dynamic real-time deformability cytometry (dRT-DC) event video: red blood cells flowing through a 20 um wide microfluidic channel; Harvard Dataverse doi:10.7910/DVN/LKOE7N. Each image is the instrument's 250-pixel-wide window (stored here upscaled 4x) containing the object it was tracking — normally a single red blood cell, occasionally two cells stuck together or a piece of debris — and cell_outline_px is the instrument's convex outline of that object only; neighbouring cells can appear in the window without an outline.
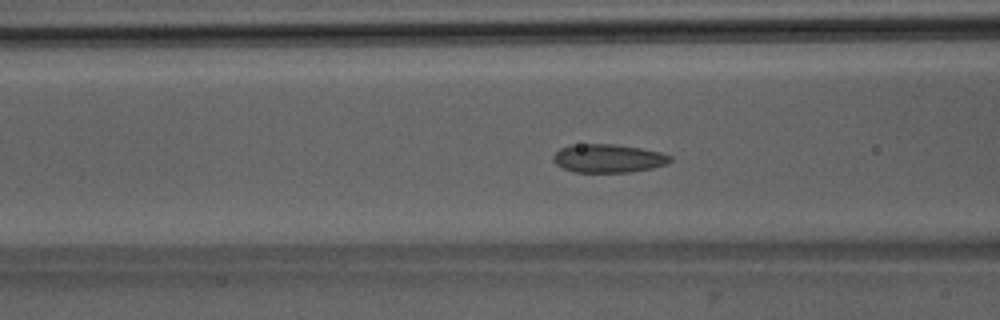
{"species": "Egyptian fruit bat (a non-hibernating species)", "species_latin": "Rousettus aegyptiacus", "temperature_condition": "room temperature", "stored_images_in_passage": 52, "camera_frame_rate_fps": 3000, "um_per_image_px": 0.085, "animal": {"sex": "male"}, "frame": {"image": 1, "passage_image": 21, "time_ms": 6.667, "image_size_px": [1000, 320], "cell_outline_px": [[672, 160], [668, 164], [652, 168], [632, 172], [572, 172], [556, 164], [552, 160], [552, 156], [560, 148], [568, 144], [616, 144], [640, 148], [660, 152], [672, 156]], "centroid_in_image_um": [51.69, 13.46], "position_along_channel_um": 114.9, "area_um2": 19.59}}
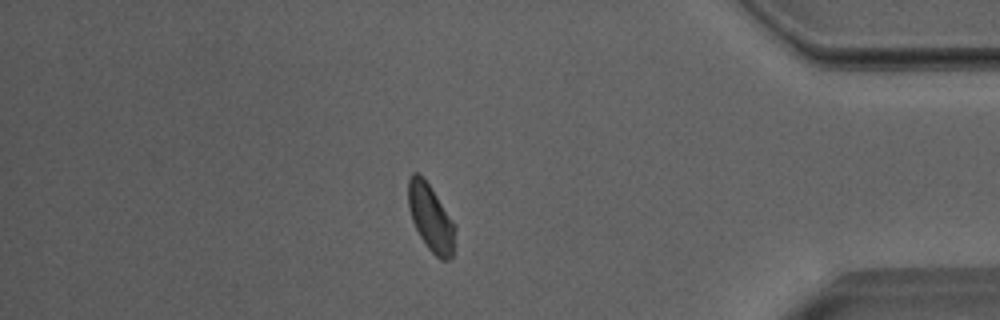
{"frame": {"image": 2, "passage_image": 45, "time_ms": 14.667, "image_size_px": [1000, 320], "cell_outline_px": [[456, 228], [452, 256], [448, 260], [440, 260], [428, 248], [420, 236], [412, 220], [408, 208], [408, 180], [412, 172], [416, 172], [424, 176], [456, 224]], "centroid_in_image_um": [36.62, 18.48], "position_along_channel_um": 398.6, "area_um2": 18.5}}
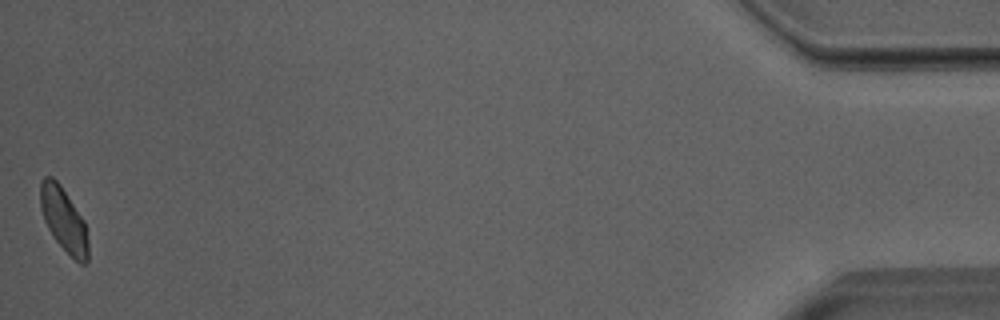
{"frame": {"image": 3, "passage_image": 52, "time_ms": 17.0, "image_size_px": [1000, 320], "cell_outline_px": [[88, 260], [84, 264], [80, 264], [52, 236], [44, 220], [40, 208], [40, 180], [44, 176], [52, 176], [60, 184], [84, 220], [88, 240]], "centroid_in_image_um": [5.4, 18.64], "position_along_channel_um": 429.8, "area_um2": 17.74}, "authors_computed_cell_mechanics": {"area_um2": 19.1029, "velocity_mm_per_s": 3.9643, "shape_relaxation_time_tau1_ms": null, "shape_relaxation_time_tau2_ms": 1.5725, "deformation_change_tau1": null, "deformation_change_tau2": 0.0677}}